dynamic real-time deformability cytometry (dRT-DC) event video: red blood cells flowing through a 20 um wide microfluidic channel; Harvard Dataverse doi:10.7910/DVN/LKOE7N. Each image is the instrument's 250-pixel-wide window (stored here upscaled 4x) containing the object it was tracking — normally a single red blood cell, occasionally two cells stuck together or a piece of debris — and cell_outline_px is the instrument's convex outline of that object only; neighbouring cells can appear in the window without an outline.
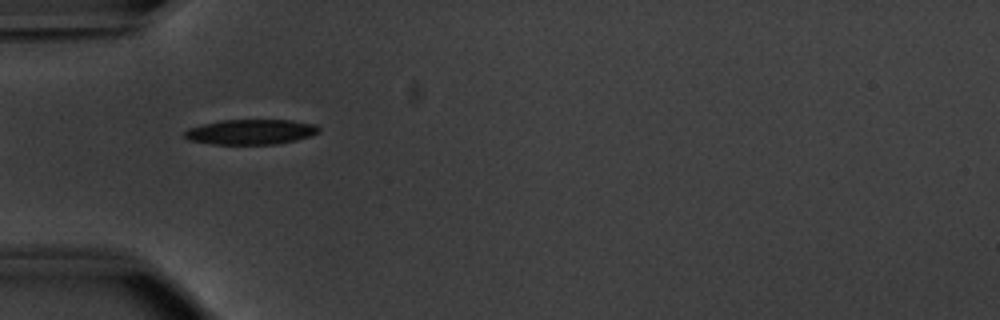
{"species": "common noctule bat (a hibernating species)", "species_latin": "Nyctalus noctula", "temperature_condition": "warm", "stored_images_in_passage": 10, "camera_frame_rate_fps": 3000, "um_per_image_px": 0.085, "animal": {"sex": "male", "body_mass_g": 20.1, "forearm_length_mm": 53.5}, "frame": {"image": 1, "passage_image": 1, "time_ms": 0.0, "image_size_px": [1000, 320], "cell_outline_px": [[320, 132], [312, 136], [296, 140], [276, 144], [212, 144], [188, 140], [184, 136], [184, 132], [188, 128], [220, 120], [292, 120], [316, 124], [320, 128]], "centroid_in_image_um": [21.35, 11.21], "position_along_channel_um": 63.6, "area_um2": 19.77}}
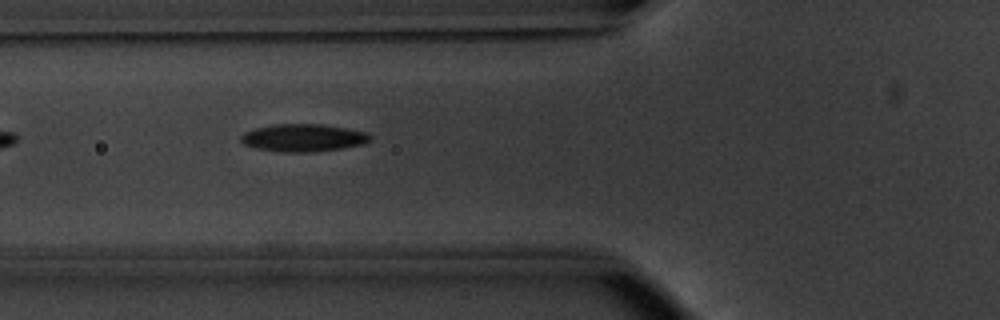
{"frame": {"image": 2, "passage_image": 4, "time_ms": 1.0, "image_size_px": [1000, 320], "cell_outline_px": [[372, 140], [364, 144], [340, 148], [312, 152], [280, 152], [256, 148], [244, 144], [240, 140], [240, 136], [244, 132], [256, 128], [276, 124], [320, 124], [368, 132], [372, 136]], "centroid_in_image_um": [25.79, 11.71], "position_along_channel_um": 100.0, "area_um2": 20.75}}